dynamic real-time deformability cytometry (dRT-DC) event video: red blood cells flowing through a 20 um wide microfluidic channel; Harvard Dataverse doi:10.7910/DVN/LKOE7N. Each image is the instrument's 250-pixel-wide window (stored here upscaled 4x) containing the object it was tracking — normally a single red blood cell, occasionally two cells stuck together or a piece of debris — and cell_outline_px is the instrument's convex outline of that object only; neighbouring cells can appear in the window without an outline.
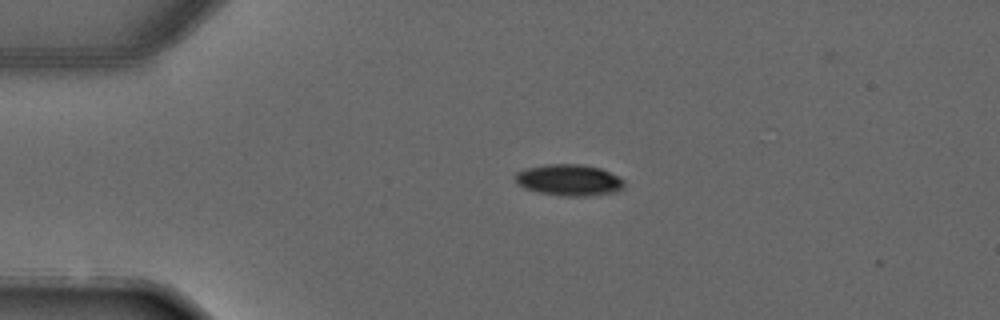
{"species": "common noctule bat (a hibernating species)", "species_latin": "Nyctalus noctula", "temperature_condition": "warm", "stored_images_in_passage": 3, "camera_frame_rate_fps": 3000, "um_per_image_px": 0.085, "animal": {"sex": "male", "forearm_length_mm": 52.5}, "frame": {"image": 1, "passage_image": 2, "time_ms": 1.333, "image_size_px": [1000, 320], "cell_outline_px": [[624, 188], [616, 192], [596, 196], [560, 196], [536, 192], [524, 188], [516, 184], [512, 176], [516, 172], [524, 168], [548, 164], [580, 164], [600, 168], [620, 176], [624, 180]], "centroid_in_image_um": [48.35, 15.32], "position_along_channel_um": 36.7, "area_um2": 20.52}}